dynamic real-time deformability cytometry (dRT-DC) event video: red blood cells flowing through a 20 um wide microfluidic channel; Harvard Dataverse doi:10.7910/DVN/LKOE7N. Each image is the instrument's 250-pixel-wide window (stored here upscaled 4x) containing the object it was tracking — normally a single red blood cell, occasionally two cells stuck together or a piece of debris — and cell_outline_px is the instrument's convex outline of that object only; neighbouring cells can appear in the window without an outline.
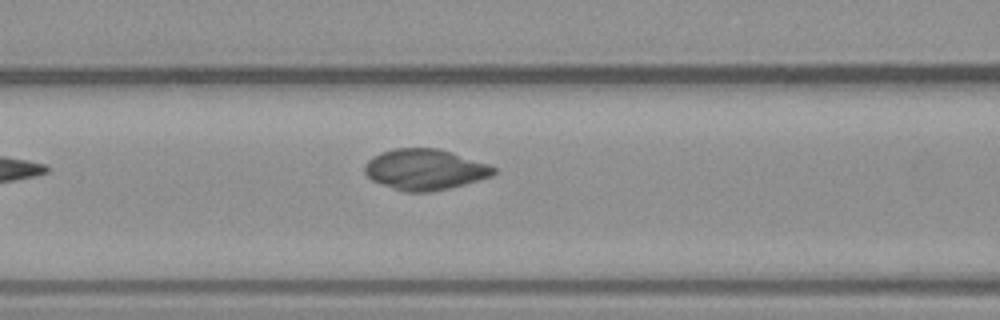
{"species": "common noctule bat (a hibernating species)", "species_latin": "Nyctalus noctula", "temperature_condition": "warm", "stored_images_in_passage": 4, "camera_frame_rate_fps": 3000, "um_per_image_px": 0.085, "animal": {"sex": "male", "body_mass_g": 23.1, "forearm_length_mm": 52.7}, "frame": {"image": 1, "passage_image": 4, "time_ms": 3.667, "image_size_px": [1000, 320], "cell_outline_px": [[496, 172], [492, 176], [464, 184], [432, 192], [404, 192], [372, 180], [364, 172], [364, 164], [372, 156], [380, 152], [396, 148], [436, 148], [452, 152], [488, 164], [496, 168]], "centroid_in_image_um": [36.1, 14.4], "position_along_channel_um": 130.5, "area_um2": 30.63}}